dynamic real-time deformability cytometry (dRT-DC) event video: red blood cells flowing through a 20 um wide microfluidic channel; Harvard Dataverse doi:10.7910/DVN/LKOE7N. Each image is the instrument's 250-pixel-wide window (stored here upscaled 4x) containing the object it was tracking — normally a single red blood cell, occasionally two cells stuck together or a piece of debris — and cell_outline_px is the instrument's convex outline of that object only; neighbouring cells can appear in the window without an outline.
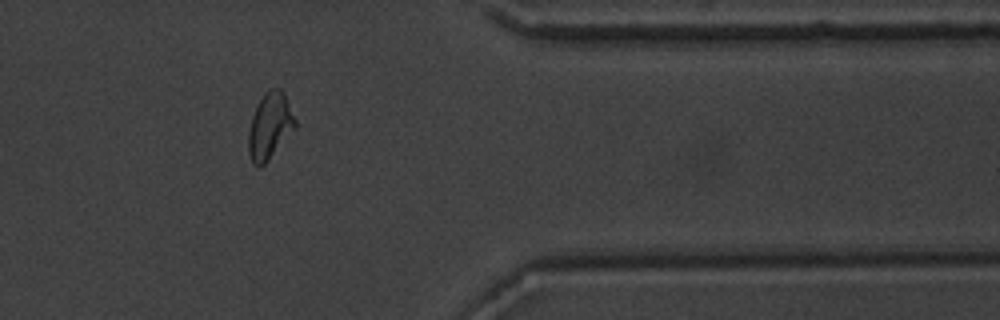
{"species": "common noctule bat (a hibernating species)", "species_latin": "Nyctalus noctula", "temperature_condition": "warm", "stored_images_in_passage": 16, "camera_frame_rate_fps": 3000, "um_per_image_px": 0.085, "animal": {"sex": "male", "body_mass_g": 20.1, "forearm_length_mm": 53.5}, "frame": {"image": 1, "passage_image": 14, "time_ms": 4.333, "image_size_px": [1000, 320], "cell_outline_px": [[296, 128], [264, 164], [260, 168], [252, 164], [248, 152], [248, 132], [252, 116], [264, 92], [268, 88], [280, 88], [284, 92], [296, 120]], "centroid_in_image_um": [22.93, 10.71], "position_along_channel_um": 388.5, "area_um2": 18.09}}